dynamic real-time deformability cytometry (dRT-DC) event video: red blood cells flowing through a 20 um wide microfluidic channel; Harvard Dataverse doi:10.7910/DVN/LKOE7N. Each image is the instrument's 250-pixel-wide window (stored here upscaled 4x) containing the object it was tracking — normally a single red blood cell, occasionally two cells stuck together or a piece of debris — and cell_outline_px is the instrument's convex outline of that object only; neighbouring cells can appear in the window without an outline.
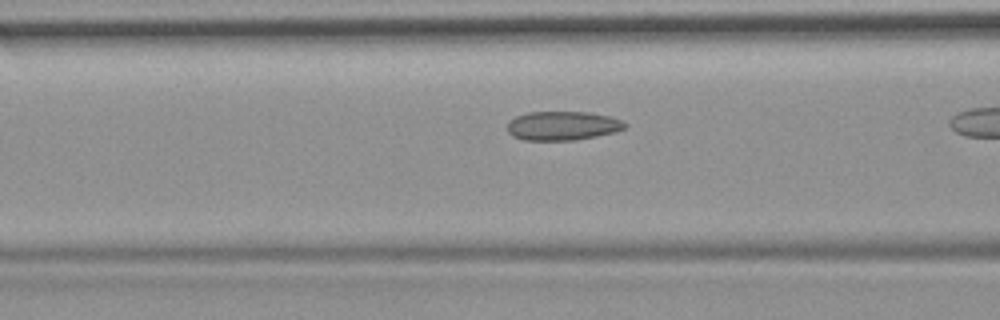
{"species": "common noctule bat (a hibernating species)", "species_latin": "Nyctalus noctula", "temperature_condition": "room temperature", "stored_images_in_passage": 29, "camera_frame_rate_fps": 3000, "um_per_image_px": 0.085, "animal": {"sex": "female", "body_mass_g": 19.9}, "frame": {"image": 1, "passage_image": 17, "time_ms": 5.333, "image_size_px": [1000, 320], "cell_outline_px": [[628, 124], [624, 128], [616, 132], [576, 140], [524, 140], [512, 136], [508, 132], [508, 124], [516, 116], [528, 112], [588, 112], [608, 116], [620, 120]], "centroid_in_image_um": [47.82, 10.69], "position_along_channel_um": 118.8, "area_um2": 19.77}}